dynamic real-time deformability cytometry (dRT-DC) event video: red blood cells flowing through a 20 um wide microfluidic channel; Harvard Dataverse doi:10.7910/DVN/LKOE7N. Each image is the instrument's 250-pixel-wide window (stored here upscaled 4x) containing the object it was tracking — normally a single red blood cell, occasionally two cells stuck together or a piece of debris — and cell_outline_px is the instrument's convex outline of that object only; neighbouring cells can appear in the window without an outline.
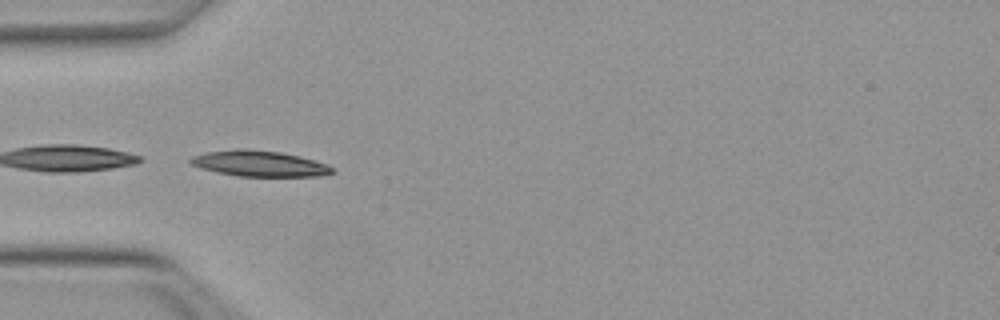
{"species": "Egyptian fruit bat (a non-hibernating species)", "species_latin": "Rousettus aegyptiacus", "temperature_condition": "warm", "stored_images_in_passage": 3, "camera_frame_rate_fps": 3000, "um_per_image_px": 0.085, "animal": {"sex": "female"}, "frame": {"image": 1, "passage_image": 1, "time_ms": 0.0, "image_size_px": [1000, 320], "cell_outline_px": [[336, 172], [320, 176], [240, 176], [216, 172], [200, 168], [192, 164], [188, 160], [192, 156], [204, 152], [240, 148], [244, 148], [280, 152], [300, 156], [328, 164]], "centroid_in_image_um": [22.04, 13.89], "position_along_channel_um": 63.0, "area_um2": 21.39}}